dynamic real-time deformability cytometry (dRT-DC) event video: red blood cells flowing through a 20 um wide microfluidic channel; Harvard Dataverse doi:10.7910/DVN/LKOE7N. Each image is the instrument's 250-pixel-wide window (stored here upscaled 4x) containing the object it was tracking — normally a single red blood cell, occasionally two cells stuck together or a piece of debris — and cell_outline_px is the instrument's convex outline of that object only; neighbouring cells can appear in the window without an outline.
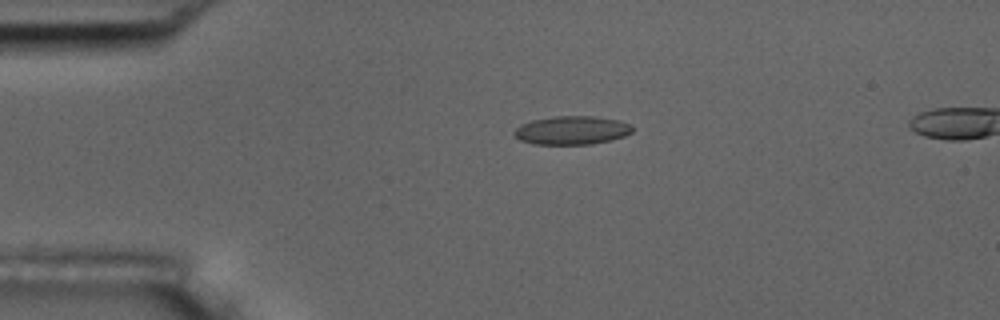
{"species": "common noctule bat (a hibernating species)", "species_latin": "Nyctalus noctula", "temperature_condition": "room temperature", "stored_images_in_passage": 6, "segment_of_instrument_passage": [1, 2], "camera_frame_rate_fps": 3000, "um_per_image_px": 0.085, "animal": {"sex": "male", "body_mass_g": 17.5, "forearm_length_mm": 52.3}, "frame": {"image": 1, "passage_image": 4, "time_ms": 3.667, "image_size_px": [1000, 320], "cell_outline_px": [[632, 132], [624, 136], [612, 140], [592, 144], [532, 144], [520, 140], [512, 132], [520, 124], [532, 120], [556, 116], [592, 116], [620, 120], [628, 124], [632, 128]], "centroid_in_image_um": [48.59, 11.07], "position_along_channel_um": 36.4, "area_um2": 19.65}}